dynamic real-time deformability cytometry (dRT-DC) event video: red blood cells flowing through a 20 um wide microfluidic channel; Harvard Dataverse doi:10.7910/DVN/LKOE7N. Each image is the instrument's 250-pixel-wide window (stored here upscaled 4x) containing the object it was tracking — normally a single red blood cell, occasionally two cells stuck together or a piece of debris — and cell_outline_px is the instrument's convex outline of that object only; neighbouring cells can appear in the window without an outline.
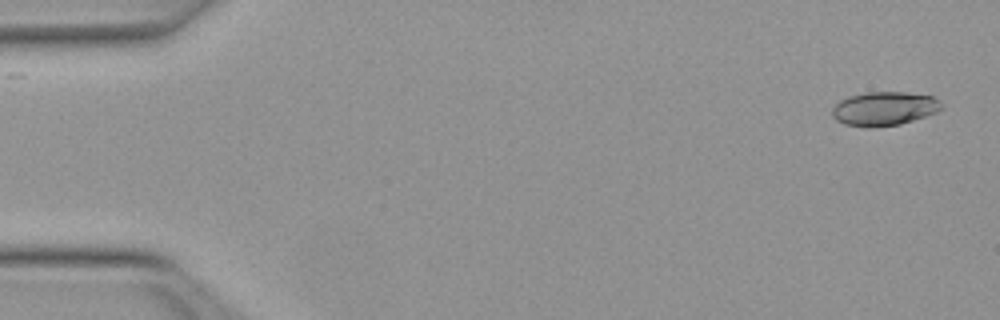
{"species": "Egyptian fruit bat (a non-hibernating species)", "species_latin": "Rousettus aegyptiacus", "temperature_condition": "warm", "stored_images_in_passage": 21, "camera_frame_rate_fps": 3000, "um_per_image_px": 0.085, "animal": {"sex": "female"}, "frame": {"image": 1, "passage_image": 2, "time_ms": 0.333, "image_size_px": [1000, 320], "cell_outline_px": [[944, 108], [936, 112], [900, 124], [876, 128], [864, 128], [844, 124], [836, 120], [832, 116], [832, 108], [840, 100], [848, 96], [868, 92], [904, 92], [932, 96], [944, 104]], "centroid_in_image_um": [75.14, 9.25], "position_along_channel_um": 9.9, "area_um2": 21.79}}
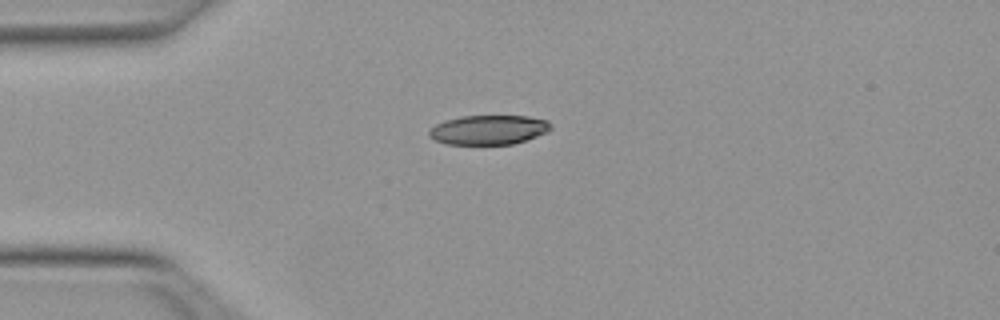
{"frame": {"image": 2, "passage_image": 13, "time_ms": 4.0, "image_size_px": [1000, 320], "cell_outline_px": [[552, 128], [548, 132], [512, 144], [444, 144], [428, 136], [428, 128], [444, 120], [460, 116], [528, 116], [548, 120], [552, 124]], "centroid_in_image_um": [41.51, 11.02], "position_along_channel_um": 43.5, "area_um2": 21.04}}
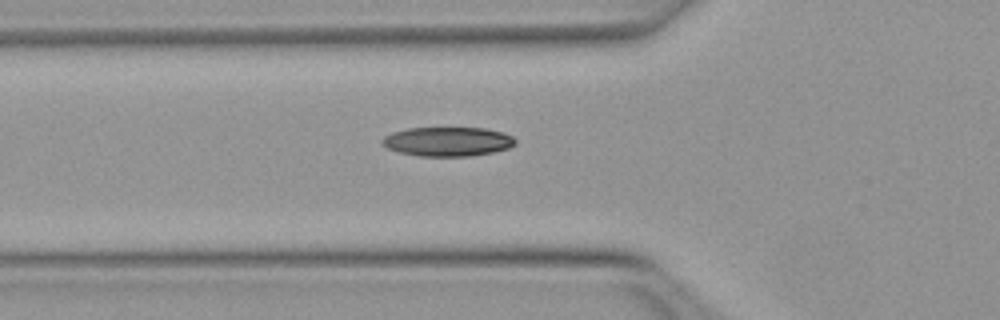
{"frame": {"image": 3, "passage_image": 18, "time_ms": 5.667, "image_size_px": [1000, 320], "cell_outline_px": [[516, 144], [508, 148], [492, 152], [472, 156], [416, 156], [400, 152], [388, 148], [380, 144], [380, 140], [384, 136], [392, 132], [408, 128], [484, 128], [504, 132], [512, 136], [516, 140]], "centroid_in_image_um": [38.04, 12.03], "position_along_channel_um": 87.8, "area_um2": 22.83}}